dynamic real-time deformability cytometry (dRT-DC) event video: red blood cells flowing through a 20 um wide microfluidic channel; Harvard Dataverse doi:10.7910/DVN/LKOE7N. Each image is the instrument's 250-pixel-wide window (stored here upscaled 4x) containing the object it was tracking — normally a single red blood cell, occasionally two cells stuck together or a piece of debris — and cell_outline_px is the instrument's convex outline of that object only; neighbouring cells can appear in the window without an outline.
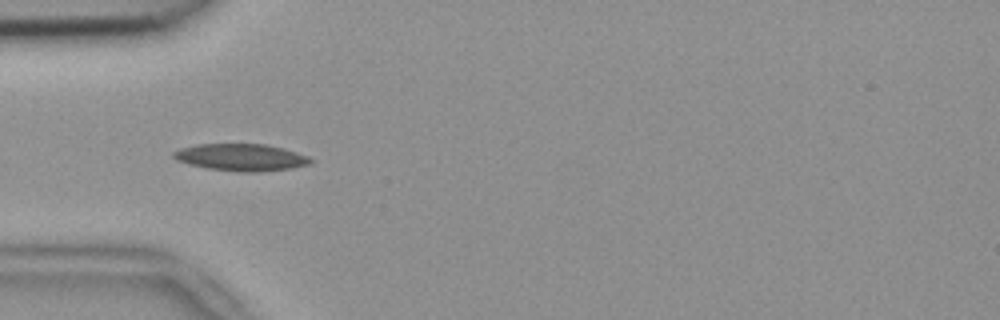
{"species": "common noctule bat (a hibernating species)", "species_latin": "Nyctalus noctula", "temperature_condition": "room temperature", "stored_images_in_passage": 28, "camera_frame_rate_fps": 3000, "um_per_image_px": 0.085, "animal": {"sex": "female", "body_mass_g": 18.4}, "frame": {"image": 1, "passage_image": 5, "time_ms": 1.333, "image_size_px": [1000, 320], "cell_outline_px": [[312, 160], [308, 164], [292, 168], [260, 172], [236, 172], [208, 168], [188, 164], [176, 160], [172, 156], [172, 152], [180, 148], [196, 144], [264, 144], [284, 148], [308, 156]], "centroid_in_image_um": [20.46, 13.37], "position_along_channel_um": 64.5, "area_um2": 21.68}}